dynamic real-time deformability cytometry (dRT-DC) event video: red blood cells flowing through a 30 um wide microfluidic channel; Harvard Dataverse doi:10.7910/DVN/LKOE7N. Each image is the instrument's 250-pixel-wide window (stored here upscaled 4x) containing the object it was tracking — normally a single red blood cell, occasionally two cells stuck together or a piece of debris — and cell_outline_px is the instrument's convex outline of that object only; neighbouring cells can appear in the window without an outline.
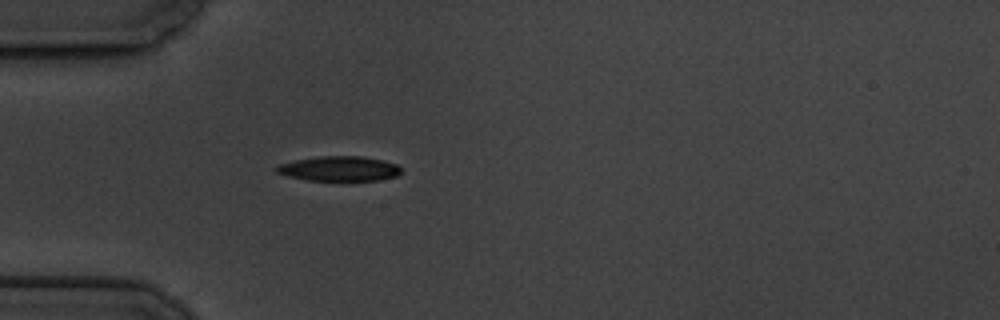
{"species": "common noctule bat (a hibernating species)", "species_latin": "Nyctalus noctula", "temperature_condition": "cold", "stored_images_in_passage": 5, "camera_frame_rate_fps": 3000, "um_per_image_px": 0.085, "animal": {"sex": "male", "body_mass_g": 19.5, "forearm_length_mm": 54.6}, "frame": {"image": 1, "passage_image": 5, "time_ms": 5.333, "image_size_px": [1000, 320], "cell_outline_px": [[400, 172], [396, 176], [380, 180], [308, 180], [288, 176], [276, 172], [276, 168], [280, 164], [292, 160], [316, 156], [364, 156], [384, 160], [396, 164], [400, 168]], "centroid_in_image_um": [28.83, 14.32], "position_along_channel_um": 56.2, "area_um2": 18.03}}